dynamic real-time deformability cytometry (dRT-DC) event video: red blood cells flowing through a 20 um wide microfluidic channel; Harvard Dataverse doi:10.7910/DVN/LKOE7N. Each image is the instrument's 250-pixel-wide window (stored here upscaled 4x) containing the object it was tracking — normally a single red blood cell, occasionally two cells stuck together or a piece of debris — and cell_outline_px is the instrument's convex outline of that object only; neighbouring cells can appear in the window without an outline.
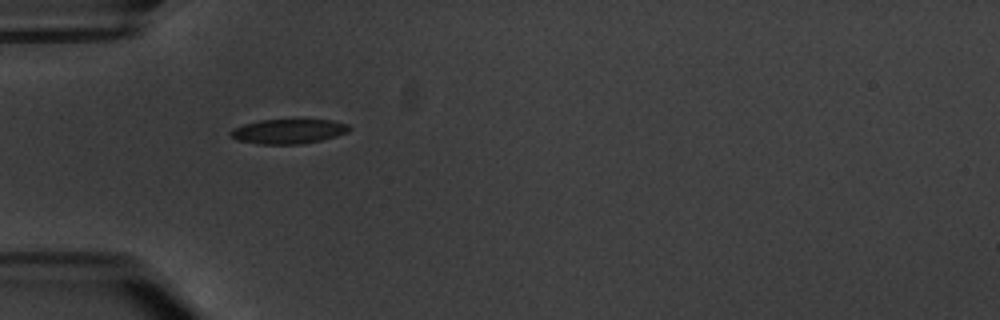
{"species": "common noctule bat (a hibernating species)", "species_latin": "Nyctalus noctula", "temperature_condition": "warm", "stored_images_in_passage": 2, "camera_frame_rate_fps": 3000, "um_per_image_px": 0.085, "animal": {"sex": "male", "body_mass_g": 20.1, "forearm_length_mm": 53.5}, "frame": {"image": 1, "passage_image": 1, "time_ms": 0.0, "image_size_px": [1000, 320], "cell_outline_px": [[352, 128], [348, 132], [336, 136], [320, 140], [300, 144], [260, 144], [236, 140], [228, 136], [228, 132], [232, 128], [244, 124], [260, 120], [332, 120], [348, 124]], "centroid_in_image_um": [24.47, 11.17], "position_along_channel_um": 60.5, "area_um2": 17.11}}